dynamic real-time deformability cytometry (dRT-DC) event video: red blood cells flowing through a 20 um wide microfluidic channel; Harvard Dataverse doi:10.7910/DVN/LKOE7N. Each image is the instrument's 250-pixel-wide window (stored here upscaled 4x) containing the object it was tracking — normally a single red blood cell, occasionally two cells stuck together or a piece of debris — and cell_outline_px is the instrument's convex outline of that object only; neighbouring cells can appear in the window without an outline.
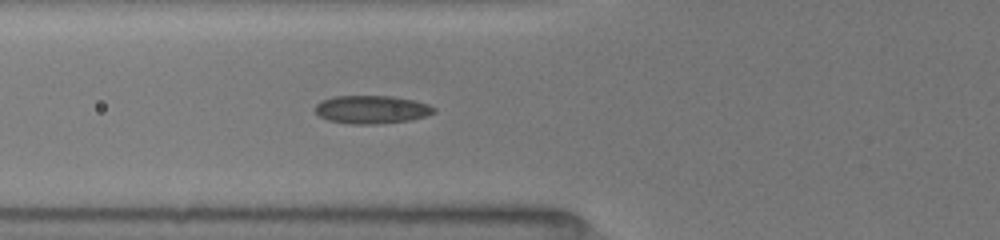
{"species": "common noctule bat (a hibernating species)", "species_latin": "Nyctalus noctula", "temperature_condition": "room temperature", "stored_images_in_passage": 13, "camera_frame_rate_fps": 3000, "um_per_image_px": 0.085, "animal": {"sex": "female", "body_mass_g": 19.5, "forearm_length_mm": 54.1}, "frame": {"image": 1, "passage_image": 11, "time_ms": 2.333, "image_size_px": [1000, 240], "cell_outline_px": [[436, 112], [412, 120], [376, 124], [352, 124], [328, 120], [320, 116], [316, 112], [316, 104], [320, 100], [332, 96], [392, 96], [416, 100], [428, 104], [436, 108]], "centroid_in_image_um": [31.61, 9.3], "position_along_channel_um": 94.2, "area_um2": 19.59}}